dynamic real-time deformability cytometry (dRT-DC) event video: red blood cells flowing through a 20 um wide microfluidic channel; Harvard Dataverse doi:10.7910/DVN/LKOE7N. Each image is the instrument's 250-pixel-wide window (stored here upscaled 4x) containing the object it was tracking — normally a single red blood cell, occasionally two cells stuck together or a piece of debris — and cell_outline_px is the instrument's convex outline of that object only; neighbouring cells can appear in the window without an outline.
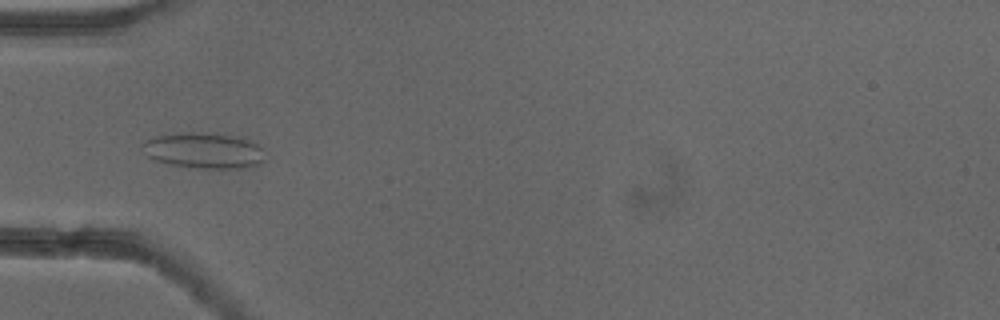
{"species": "common noctule bat (a hibernating species)", "species_latin": "Nyctalus noctula", "temperature_condition": "cold", "stored_images_in_passage": 52, "camera_frame_rate_fps": 3000, "um_per_image_px": 0.085, "animal": {"sex": "female"}, "frame": {"image": 1, "passage_image": 17, "time_ms": 5.333, "image_size_px": [1000, 320], "cell_outline_px": [[264, 160], [260, 164], [244, 168], [220, 172], [188, 168], [156, 160], [148, 156], [140, 144], [144, 140], [156, 136], [180, 132], [192, 132], [244, 136], [256, 144], [260, 148]], "centroid_in_image_um": [17.35, 12.84], "position_along_channel_um": 67.6, "area_um2": 26.47}}
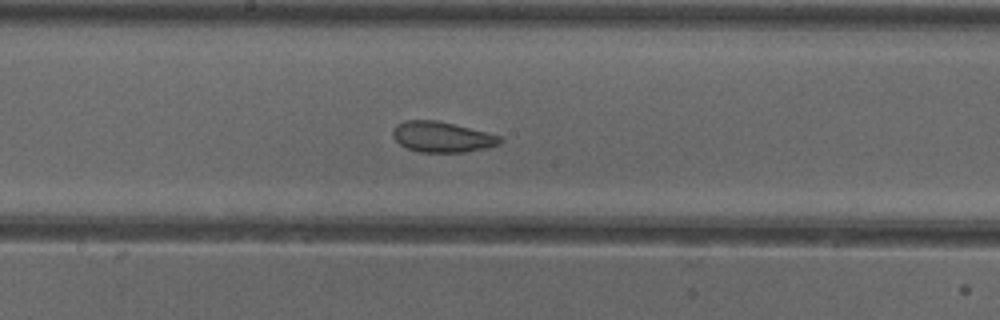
{"frame": {"image": 2, "passage_image": 28, "time_ms": 9.0, "image_size_px": [1000, 320], "cell_outline_px": [[504, 140], [500, 144], [484, 148], [464, 152], [420, 152], [408, 148], [400, 144], [392, 136], [392, 132], [396, 124], [404, 120], [436, 120], [500, 136]], "centroid_in_image_um": [37.54, 11.64], "position_along_channel_um": 210.7, "area_um2": 18.84}}
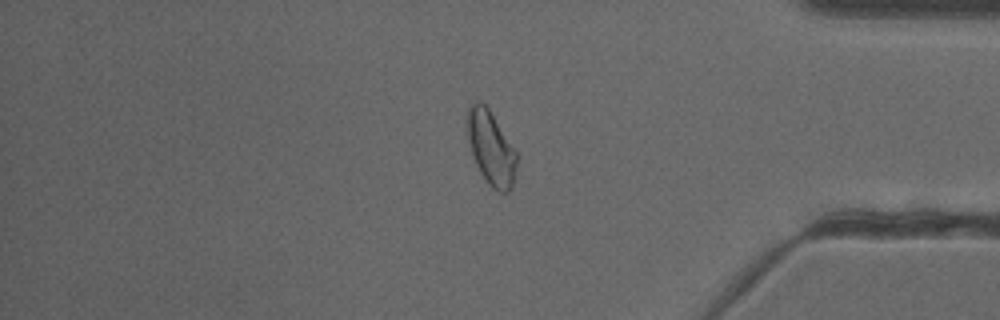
{"frame": {"image": 3, "passage_image": 44, "time_ms": 14.333, "image_size_px": [1000, 320], "cell_outline_px": [[516, 172], [512, 188], [508, 192], [500, 192], [492, 188], [488, 184], [480, 172], [476, 164], [468, 140], [468, 104], [476, 100], [480, 100], [488, 108], [516, 152]], "centroid_in_image_um": [41.73, 12.59], "position_along_channel_um": 393.5, "area_um2": 20.98}, "authors_computed_cell_mechanics": {"area_um2": 21.7617, "velocity_mm_per_s": 3.8889, "shape_relaxation_time_tau1_ms": null, "shape_relaxation_time_tau2_ms": 1.6419, "deformation_change_tau1": null, "deformation_change_tau2": 0.0764}}